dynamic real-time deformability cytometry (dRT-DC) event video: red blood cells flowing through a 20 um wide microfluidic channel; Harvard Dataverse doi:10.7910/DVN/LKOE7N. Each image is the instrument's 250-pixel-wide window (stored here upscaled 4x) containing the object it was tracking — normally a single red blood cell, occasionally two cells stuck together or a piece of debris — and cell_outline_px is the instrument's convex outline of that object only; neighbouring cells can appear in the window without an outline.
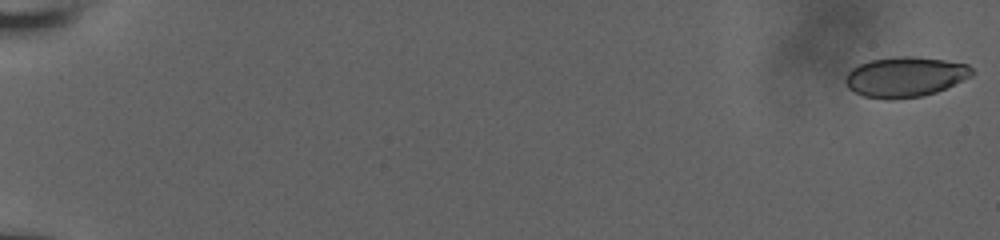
{"species": "human", "species_latin": "Homo sapiens", "temperature_condition": "room temperature", "stored_images_in_passage": 58, "camera_frame_rate_fps": 3000, "um_per_image_px": 0.085, "donor": {"sex": "male"}, "frame": {"image": 1, "passage_image": 1, "time_ms": 0.0, "image_size_px": [1000, 240], "cell_outline_px": [[976, 72], [972, 76], [936, 92], [924, 96], [892, 100], [888, 100], [864, 96], [848, 88], [844, 80], [844, 76], [852, 68], [868, 60], [900, 56], [916, 56], [944, 60], [968, 64]], "centroid_in_image_um": [76.94, 6.53], "position_along_channel_um": 8.1, "area_um2": 29.88}}
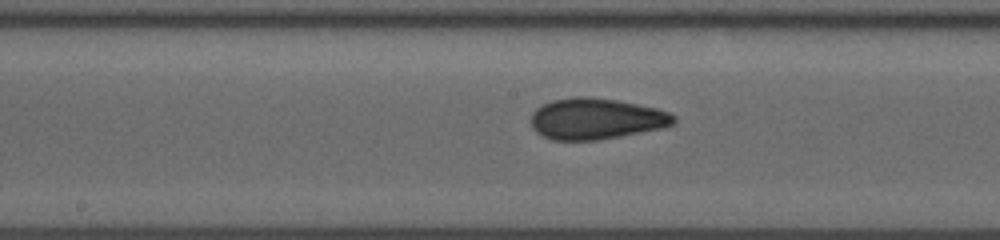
{"frame": {"image": 2, "passage_image": 33, "time_ms": 10.667, "image_size_px": [1000, 240], "cell_outline_px": [[676, 120], [672, 124], [660, 128], [620, 136], [596, 140], [552, 140], [536, 132], [532, 128], [532, 112], [536, 108], [552, 100], [576, 96], [588, 96], [616, 100], [656, 108], [668, 112], [676, 116]], "centroid_in_image_um": [50.64, 10.09], "position_along_channel_um": 197.6, "area_um2": 33.99}}
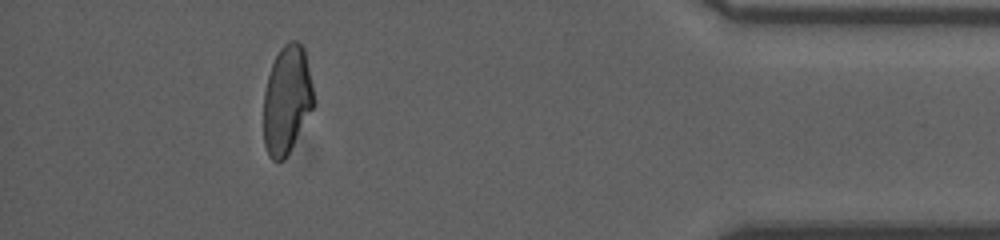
{"frame": {"image": 3, "passage_image": 53, "time_ms": 17.333, "image_size_px": [1000, 240], "cell_outline_px": [[312, 108], [284, 160], [272, 160], [268, 156], [264, 144], [264, 92], [268, 76], [272, 64], [280, 48], [288, 40], [296, 40], [304, 48], [312, 84]], "centroid_in_image_um": [24.35, 8.46], "position_along_channel_um": 410.8, "area_um2": 30.98}, "authors_computed_cell_mechanics": {"area_um2": 32.2524, "velocity_mm_per_s": 3.8488, "shape_relaxation_time_tau1_ms": null, "shape_relaxation_time_tau2_ms": 1.3188, "deformation_change_tau1": null, "deformation_change_tau2": 0.0786}}